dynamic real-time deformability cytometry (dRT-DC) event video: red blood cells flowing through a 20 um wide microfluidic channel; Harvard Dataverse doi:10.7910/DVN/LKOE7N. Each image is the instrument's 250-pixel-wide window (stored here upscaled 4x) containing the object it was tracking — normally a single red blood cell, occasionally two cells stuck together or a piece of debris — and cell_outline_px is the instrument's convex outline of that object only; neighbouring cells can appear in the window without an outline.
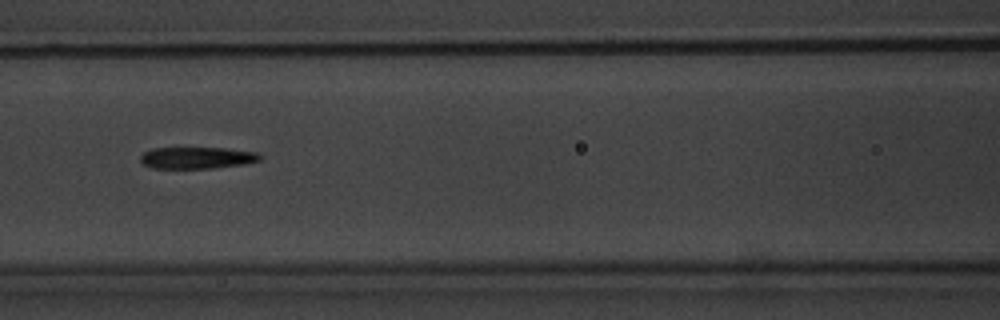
{"species": "common noctule bat (a hibernating species)", "species_latin": "Nyctalus noctula", "temperature_condition": "warm", "stored_images_in_passage": 16, "camera_frame_rate_fps": 3000, "um_per_image_px": 0.085, "animal": {"sex": "male", "body_mass_g": 20.1, "forearm_length_mm": 53.5}, "frame": {"image": 1, "passage_image": 7, "time_ms": 7.0, "image_size_px": [1000, 320], "cell_outline_px": [[264, 156], [260, 160], [244, 164], [212, 168], [152, 168], [144, 164], [140, 160], [140, 156], [144, 152], [152, 148], [224, 148], [256, 152]], "centroid_in_image_um": [16.75, 13.41], "position_along_channel_um": 149.8, "area_um2": 15.09}}
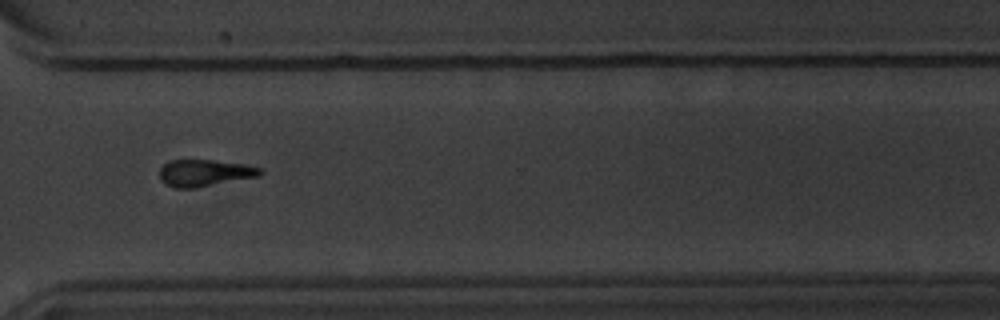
{"frame": {"image": 2, "passage_image": 12, "time_ms": 13.0, "image_size_px": [1000, 320], "cell_outline_px": [[264, 172], [260, 176], [196, 188], [176, 188], [164, 184], [160, 180], [160, 168], [168, 160], [212, 160], [240, 164], [260, 168]], "centroid_in_image_um": [17.36, 14.71], "position_along_channel_um": 353.2, "area_um2": 15.72}}
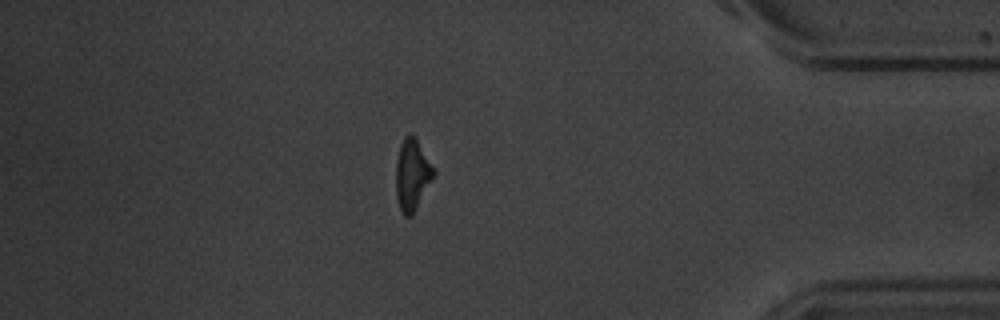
{"frame": {"image": 3, "passage_image": 14, "time_ms": 15.333, "image_size_px": [1000, 320], "cell_outline_px": [[436, 172], [432, 180], [412, 216], [404, 216], [400, 208], [396, 196], [396, 160], [400, 144], [404, 136], [408, 132], [412, 132], [416, 136], [436, 168]], "centroid_in_image_um": [35.05, 14.77], "position_along_channel_um": 400.1, "area_um2": 16.18}, "authors_computed_cell_mechanics": {"area_um2": 16.0395, "velocity_mm_per_s": 3.3932, "shape_relaxation_time_tau1_ms": 3.3555, "shape_relaxation_time_tau2_ms": 1.2447, "deformation_change_tau1": 0.1365, "deformation_change_tau2": 0.1045}}